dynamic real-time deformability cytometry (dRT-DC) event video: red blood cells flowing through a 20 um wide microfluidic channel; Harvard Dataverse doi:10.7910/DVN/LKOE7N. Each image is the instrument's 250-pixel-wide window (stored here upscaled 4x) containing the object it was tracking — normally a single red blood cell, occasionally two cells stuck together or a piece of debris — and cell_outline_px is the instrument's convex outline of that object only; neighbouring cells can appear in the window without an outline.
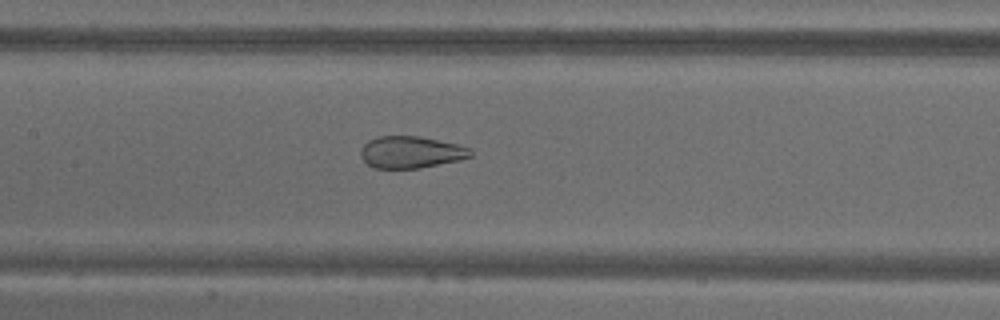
{"species": "common noctule bat (a hibernating species)", "species_latin": "Nyctalus noctula", "temperature_condition": "warm", "stored_images_in_passage": 72, "camera_frame_rate_fps": 3000, "um_per_image_px": 0.085, "animal": {"sex": "male", "body_mass_g": 18.8}, "frame": {"image": 1, "passage_image": 35, "time_ms": 11.333, "image_size_px": [1000, 320], "cell_outline_px": [[472, 156], [460, 160], [420, 168], [376, 168], [368, 164], [360, 156], [360, 148], [368, 140], [376, 136], [420, 136], [456, 144], [472, 148]], "centroid_in_image_um": [34.92, 12.93], "position_along_channel_um": 172.5, "area_um2": 20.52}}
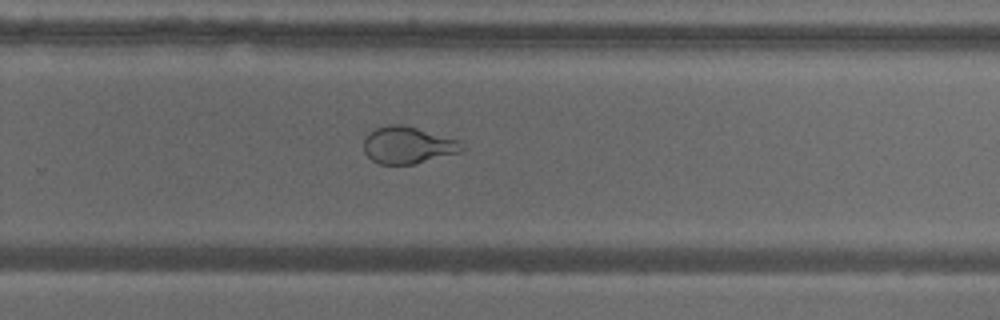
{"frame": {"image": 2, "passage_image": 48, "time_ms": 15.667, "image_size_px": [1000, 320], "cell_outline_px": [[464, 148], [460, 152], [412, 164], [380, 164], [372, 160], [364, 152], [364, 136], [368, 132], [376, 128], [388, 124], [400, 124], [416, 128], [460, 140]], "centroid_in_image_um": [34.63, 12.33], "position_along_channel_um": 295.2, "area_um2": 21.04}}
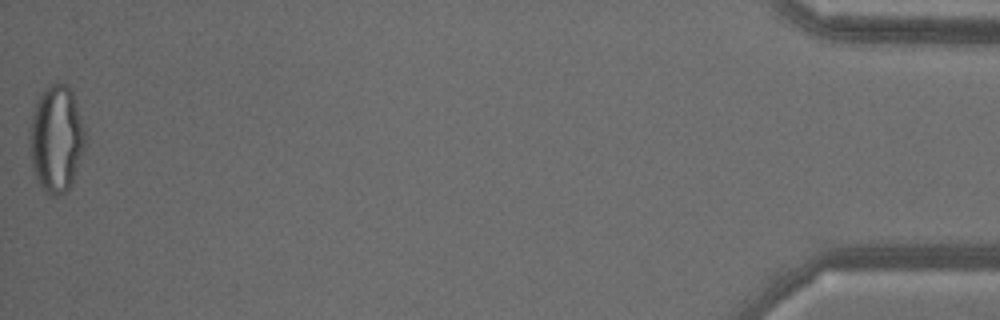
{"frame": {"image": 3, "passage_image": 72, "time_ms": 23.667, "image_size_px": [1000, 320], "cell_outline_px": [[84, 148], [72, 184], [60, 196], [52, 196], [44, 192], [40, 188], [36, 180], [32, 164], [28, 144], [28, 128], [32, 112], [40, 96], [48, 84], [60, 80], [68, 84], [72, 92], [84, 128]], "centroid_in_image_um": [4.74, 11.8], "position_along_channel_um": 430.5, "area_um2": 35.03}}